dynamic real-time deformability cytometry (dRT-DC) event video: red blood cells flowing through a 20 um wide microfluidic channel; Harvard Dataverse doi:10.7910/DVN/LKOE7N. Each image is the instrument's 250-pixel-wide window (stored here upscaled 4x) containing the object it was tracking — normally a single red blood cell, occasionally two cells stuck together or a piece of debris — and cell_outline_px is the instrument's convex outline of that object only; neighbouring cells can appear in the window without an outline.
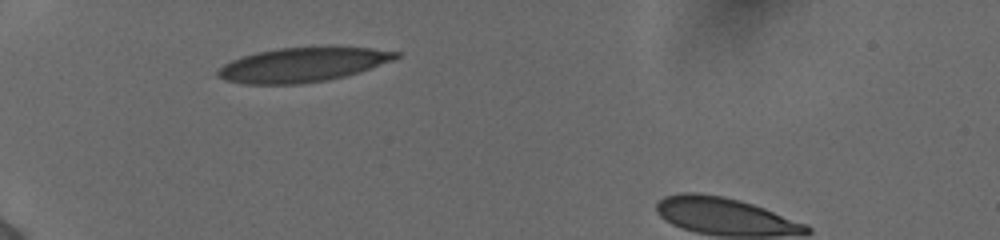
{"species": "human", "species_latin": "Homo sapiens", "temperature_condition": "cold", "stored_images_in_passage": 3, "camera_frame_rate_fps": 3000, "um_per_image_px": 0.085, "donor": {"sex": "female"}, "frame": {"image": 1, "passage_image": 1, "time_ms": 0.0, "image_size_px": [1000, 240], "cell_outline_px": [[400, 56], [392, 60], [360, 72], [328, 80], [300, 84], [244, 84], [224, 80], [216, 76], [216, 72], [224, 64], [232, 60], [256, 52], [280, 48], [372, 48], [400, 52]], "centroid_in_image_um": [25.68, 5.52], "position_along_channel_um": 59.3, "area_um2": 35.2}}
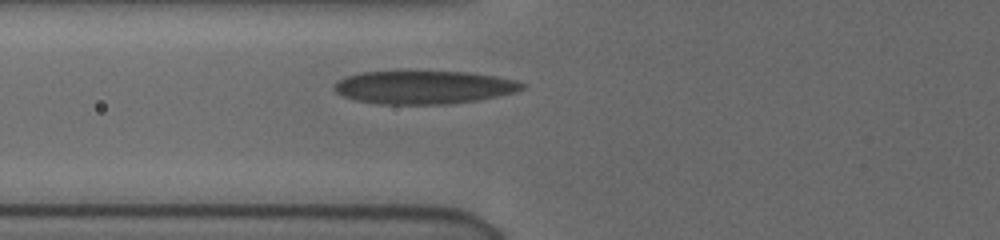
{"frame": {"image": 2, "passage_image": 3, "time_ms": 0.667, "image_size_px": [1000, 240], "cell_outline_px": [[524, 88], [516, 92], [476, 100], [448, 104], [380, 104], [356, 100], [344, 96], [336, 92], [332, 88], [340, 80], [348, 76], [360, 72], [468, 72], [496, 76], [516, 80], [524, 84]], "centroid_in_image_um": [36.04, 7.42], "position_along_channel_um": 89.8, "area_um2": 35.95}}